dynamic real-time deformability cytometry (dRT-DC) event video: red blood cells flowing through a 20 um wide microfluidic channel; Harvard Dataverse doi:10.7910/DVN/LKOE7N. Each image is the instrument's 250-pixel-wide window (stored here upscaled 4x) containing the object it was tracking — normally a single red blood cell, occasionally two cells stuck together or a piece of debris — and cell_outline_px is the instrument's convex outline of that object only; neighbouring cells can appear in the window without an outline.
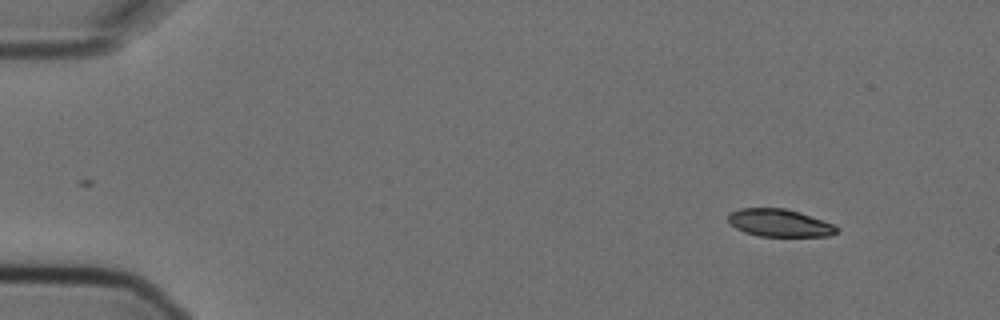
{"species": "Egyptian fruit bat (a non-hibernating species)", "species_latin": "Rousettus aegyptiacus", "temperature_condition": "cold", "stored_images_in_passage": 4, "camera_frame_rate_fps": 3000, "um_per_image_px": 0.085, "animal": {"sex": "female"}, "frame": {"image": 1, "passage_image": 1, "time_ms": 0.0, "image_size_px": [1000, 320], "cell_outline_px": [[840, 232], [832, 236], [760, 236], [744, 232], [736, 228], [728, 220], [728, 212], [740, 208], [784, 208], [800, 212], [832, 224], [840, 228]], "centroid_in_image_um": [66.27, 18.95], "position_along_channel_um": 18.7, "area_um2": 17.51}}
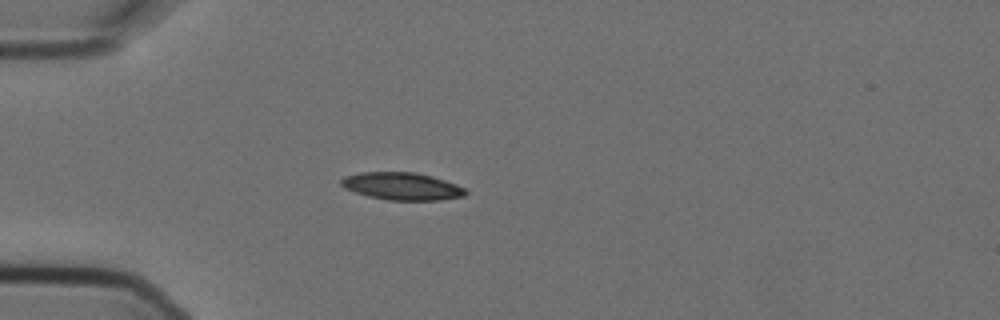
{"frame": {"image": 2, "passage_image": 4, "time_ms": 1.0, "image_size_px": [1000, 320], "cell_outline_px": [[468, 192], [464, 196], [440, 200], [388, 200], [368, 196], [344, 188], [340, 184], [340, 180], [344, 176], [360, 172], [412, 172], [432, 176], [468, 188]], "centroid_in_image_um": [34.18, 15.83], "position_along_channel_um": 50.8, "area_um2": 20.0}}